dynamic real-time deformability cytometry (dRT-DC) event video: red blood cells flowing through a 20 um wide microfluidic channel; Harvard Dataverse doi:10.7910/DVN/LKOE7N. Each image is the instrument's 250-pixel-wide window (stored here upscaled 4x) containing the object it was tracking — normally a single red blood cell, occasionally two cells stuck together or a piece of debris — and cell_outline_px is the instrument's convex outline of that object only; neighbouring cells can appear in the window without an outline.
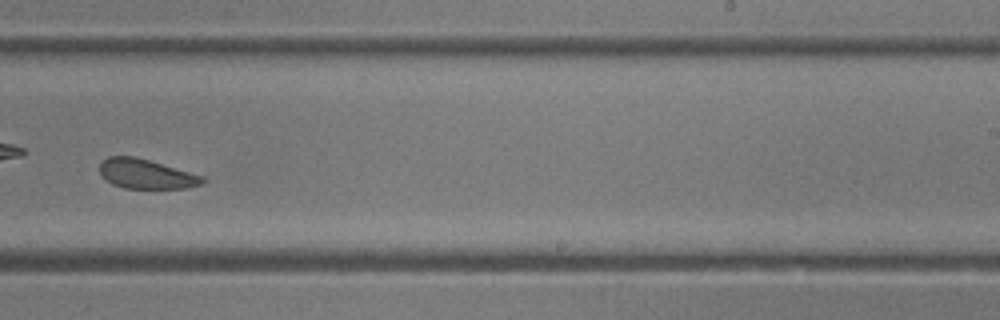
{"species": "common noctule bat (a hibernating species)", "species_latin": "Nyctalus noctula", "temperature_condition": "room temperature", "stored_images_in_passage": 29, "camera_frame_rate_fps": 3000, "um_per_image_px": 0.085, "animal": {"sex": "female"}, "frame": {"image": 1, "passage_image": 13, "time_ms": 4.0, "image_size_px": [1000, 320], "cell_outline_px": [[204, 180], [200, 184], [188, 188], [124, 188], [112, 184], [100, 172], [100, 164], [108, 156], [136, 156], [204, 176]], "centroid_in_image_um": [12.43, 14.78], "position_along_channel_um": 276.6, "area_um2": 17.51}}